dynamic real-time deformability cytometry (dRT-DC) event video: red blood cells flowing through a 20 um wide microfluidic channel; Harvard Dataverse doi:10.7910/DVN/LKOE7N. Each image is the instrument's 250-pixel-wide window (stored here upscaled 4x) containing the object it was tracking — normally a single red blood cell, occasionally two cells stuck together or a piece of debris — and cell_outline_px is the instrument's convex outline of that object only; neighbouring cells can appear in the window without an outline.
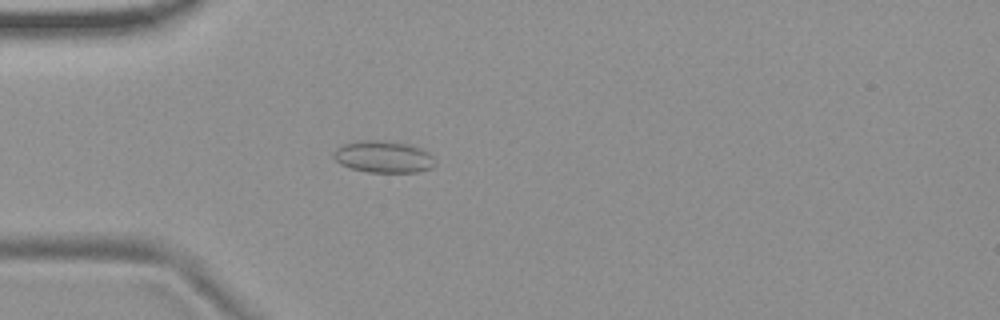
{"species": "common noctule bat (a hibernating species)", "species_latin": "Nyctalus noctula", "temperature_condition": "room temperature", "stored_images_in_passage": 4, "camera_frame_rate_fps": 3000, "um_per_image_px": 0.085, "animal": {"sex": "female", "body_mass_g": 19.9}, "frame": {"image": 1, "passage_image": 4, "time_ms": 3.333, "image_size_px": [1000, 320], "cell_outline_px": [[436, 164], [432, 168], [416, 172], [368, 172], [352, 168], [340, 164], [332, 156], [332, 152], [336, 148], [344, 144], [360, 140], [384, 140], [408, 144], [424, 148], [432, 156]], "centroid_in_image_um": [32.6, 13.32], "position_along_channel_um": 52.4, "area_um2": 19.02}}